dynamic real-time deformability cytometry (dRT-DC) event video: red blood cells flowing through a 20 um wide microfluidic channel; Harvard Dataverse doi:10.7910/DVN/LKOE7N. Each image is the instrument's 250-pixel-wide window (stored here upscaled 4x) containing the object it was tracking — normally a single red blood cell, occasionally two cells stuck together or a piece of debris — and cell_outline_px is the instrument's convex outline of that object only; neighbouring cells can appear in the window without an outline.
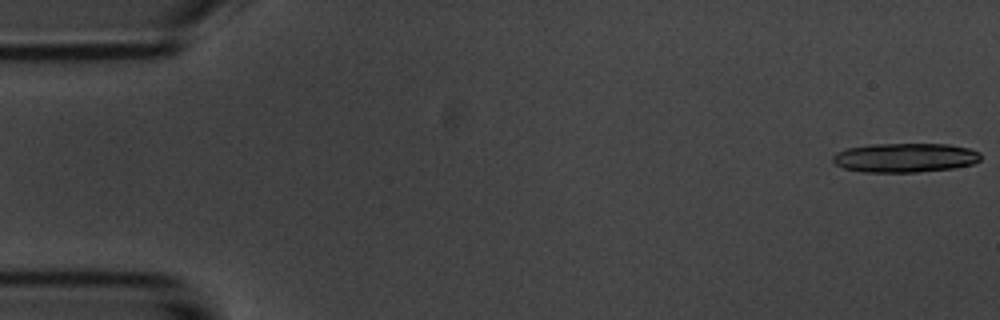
{"species": "common noctule bat (a hibernating species)", "species_latin": "Nyctalus noctula", "temperature_condition": "room temperature", "stored_images_in_passage": 16, "camera_frame_rate_fps": 3000, "um_per_image_px": 0.085, "animal": {"sex": "male", "body_mass_g": 20.1, "forearm_length_mm": 53.5}, "frame": {"image": 1, "passage_image": 1, "time_ms": 0.0, "image_size_px": [1000, 320], "cell_outline_px": [[980, 160], [972, 164], [952, 168], [916, 172], [860, 172], [844, 168], [836, 164], [832, 160], [832, 156], [836, 152], [848, 148], [872, 144], [948, 144], [968, 148], [980, 152]], "centroid_in_image_um": [76.91, 13.4], "position_along_channel_um": 8.1, "area_um2": 25.14}}